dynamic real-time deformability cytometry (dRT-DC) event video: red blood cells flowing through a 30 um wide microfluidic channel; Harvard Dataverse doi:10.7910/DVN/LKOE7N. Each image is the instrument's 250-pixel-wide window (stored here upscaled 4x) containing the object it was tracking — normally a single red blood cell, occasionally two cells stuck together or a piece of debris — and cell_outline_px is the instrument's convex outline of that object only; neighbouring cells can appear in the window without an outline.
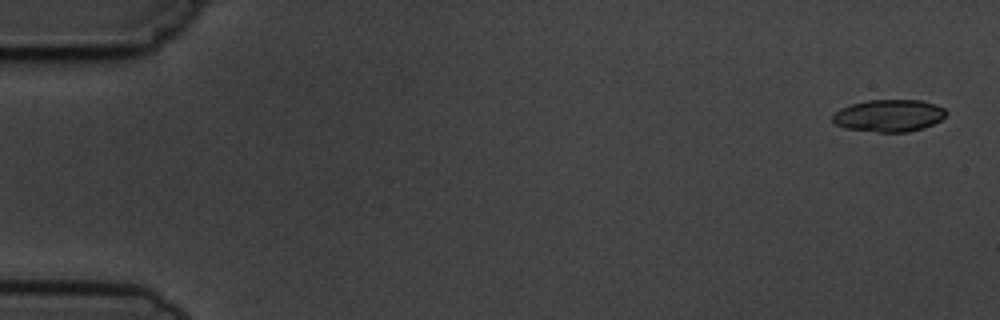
{"species": "common noctule bat (a hibernating species)", "species_latin": "Nyctalus noctula", "temperature_condition": "cold", "stored_images_in_passage": 5, "camera_frame_rate_fps": 3000, "um_per_image_px": 0.085, "animal": {"sex": "male", "body_mass_g": 19.5, "forearm_length_mm": 54.6}, "frame": {"image": 1, "passage_image": 1, "time_ms": 0.0, "image_size_px": [1000, 320], "cell_outline_px": [[948, 112], [940, 120], [924, 128], [908, 132], [876, 132], [844, 128], [832, 124], [832, 116], [840, 108], [852, 104], [868, 100], [920, 100], [936, 104], [944, 108]], "centroid_in_image_um": [75.54, 9.83], "position_along_channel_um": 9.5, "area_um2": 21.44}}
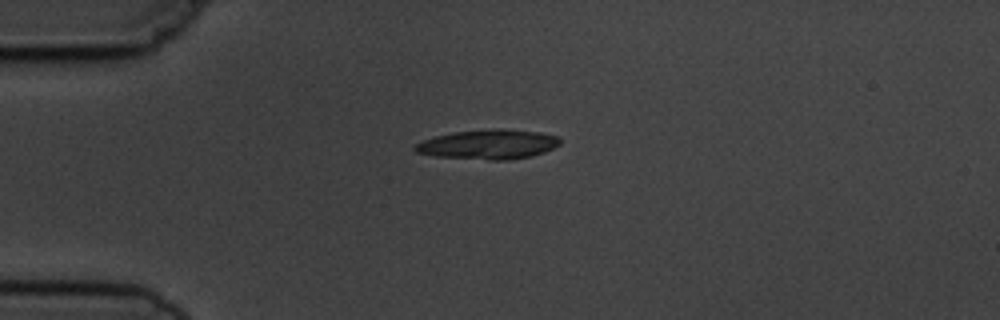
{"frame": {"image": 2, "passage_image": 4, "time_ms": 4.0, "image_size_px": [1000, 320], "cell_outline_px": [[560, 144], [544, 152], [532, 156], [508, 160], [488, 160], [432, 156], [416, 152], [412, 148], [416, 144], [424, 140], [436, 136], [452, 132], [496, 128], [500, 128], [540, 132], [556, 136], [560, 140]], "centroid_in_image_um": [41.49, 12.27], "position_along_channel_um": 43.5, "area_um2": 25.09}}